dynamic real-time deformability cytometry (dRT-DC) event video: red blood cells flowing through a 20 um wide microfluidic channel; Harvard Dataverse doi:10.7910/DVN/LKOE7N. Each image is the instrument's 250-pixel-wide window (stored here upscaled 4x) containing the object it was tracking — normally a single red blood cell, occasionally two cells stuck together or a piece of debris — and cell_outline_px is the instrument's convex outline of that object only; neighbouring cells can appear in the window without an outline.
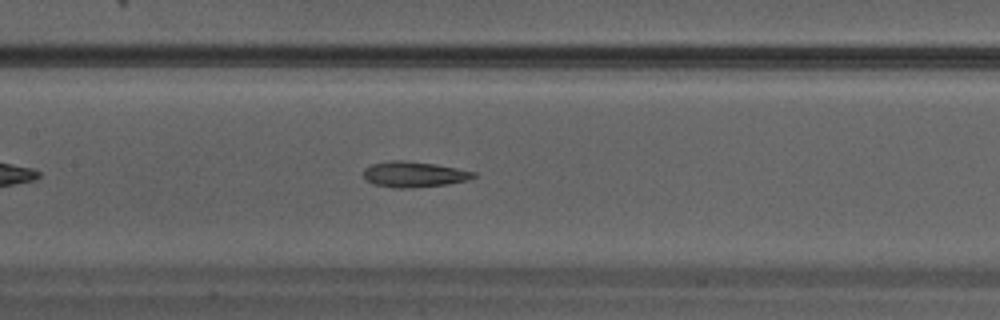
{"species": "Egyptian fruit bat (a non-hibernating species)", "species_latin": "Rousettus aegyptiacus", "temperature_condition": "warm", "stored_images_in_passage": 27, "camera_frame_rate_fps": 3000, "um_per_image_px": 0.085, "animal": {"sex": "male"}, "frame": {"image": 1, "passage_image": 8, "time_ms": 2.333, "image_size_px": [1000, 320], "cell_outline_px": [[476, 176], [468, 180], [448, 184], [412, 188], [392, 188], [376, 184], [364, 180], [364, 168], [372, 164], [392, 160], [404, 160], [436, 164], [476, 172]], "centroid_in_image_um": [35.18, 14.82], "position_along_channel_um": 172.2, "area_um2": 16.53}}